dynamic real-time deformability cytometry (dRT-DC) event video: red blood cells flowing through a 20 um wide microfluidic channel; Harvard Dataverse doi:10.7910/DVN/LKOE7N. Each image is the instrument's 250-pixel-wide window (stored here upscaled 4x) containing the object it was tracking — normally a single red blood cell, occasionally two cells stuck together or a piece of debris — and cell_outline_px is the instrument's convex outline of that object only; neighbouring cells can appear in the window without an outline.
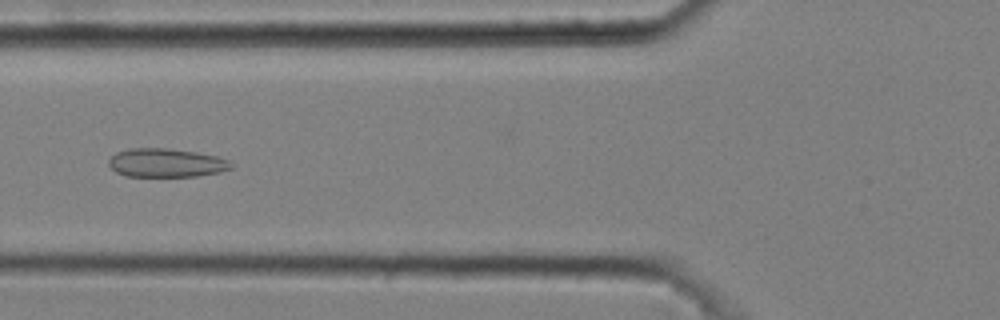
{"species": "common noctule bat (a hibernating species)", "species_latin": "Nyctalus noctula", "temperature_condition": "cold", "stored_images_in_passage": 6, "camera_frame_rate_fps": 3000, "um_per_image_px": 0.085, "animal": {"sex": "male", "body_mass_g": 20.4}, "frame": {"image": 1, "passage_image": 2, "time_ms": 0.333, "image_size_px": [1000, 320], "cell_outline_px": [[232, 168], [220, 172], [196, 176], [124, 176], [116, 172], [108, 164], [108, 160], [116, 152], [132, 148], [168, 148], [196, 152], [216, 156], [228, 160], [232, 164]], "centroid_in_image_um": [14.11, 13.84], "position_along_channel_um": 111.7, "area_um2": 20.4}}
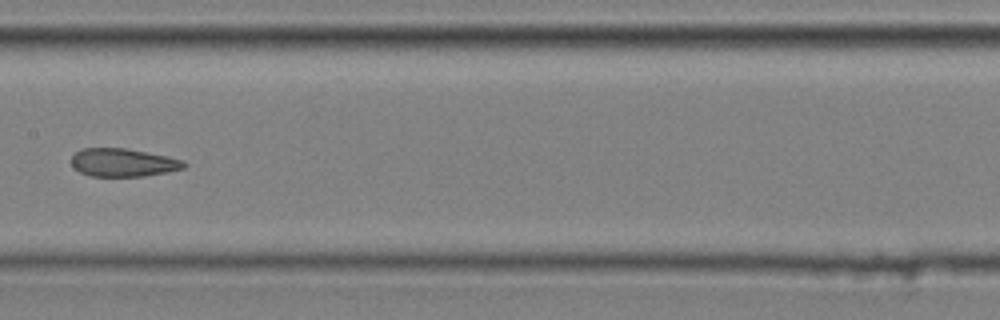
{"frame": {"image": 2, "passage_image": 4, "time_ms": 1.0, "image_size_px": [1000, 320], "cell_outline_px": [[188, 164], [184, 168], [168, 172], [144, 176], [92, 176], [80, 172], [72, 164], [72, 156], [80, 148], [124, 148], [168, 156], [184, 160]], "centroid_in_image_um": [10.5, 13.81], "position_along_channel_um": 196.9, "area_um2": 18.44}}
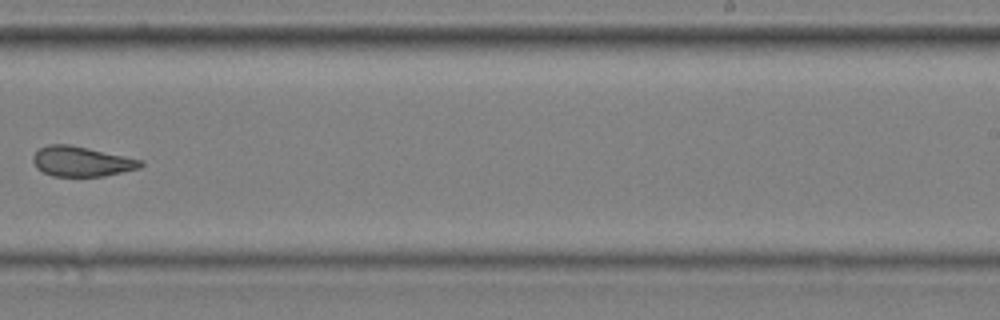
{"frame": {"image": 3, "passage_image": 6, "time_ms": 1.667, "image_size_px": [1000, 320], "cell_outline_px": [[144, 164], [140, 168], [104, 176], [52, 176], [36, 168], [32, 160], [32, 156], [40, 148], [48, 144], [68, 144], [88, 148], [144, 160]], "centroid_in_image_um": [6.93, 13.72], "position_along_channel_um": 282.1, "area_um2": 18.84}}